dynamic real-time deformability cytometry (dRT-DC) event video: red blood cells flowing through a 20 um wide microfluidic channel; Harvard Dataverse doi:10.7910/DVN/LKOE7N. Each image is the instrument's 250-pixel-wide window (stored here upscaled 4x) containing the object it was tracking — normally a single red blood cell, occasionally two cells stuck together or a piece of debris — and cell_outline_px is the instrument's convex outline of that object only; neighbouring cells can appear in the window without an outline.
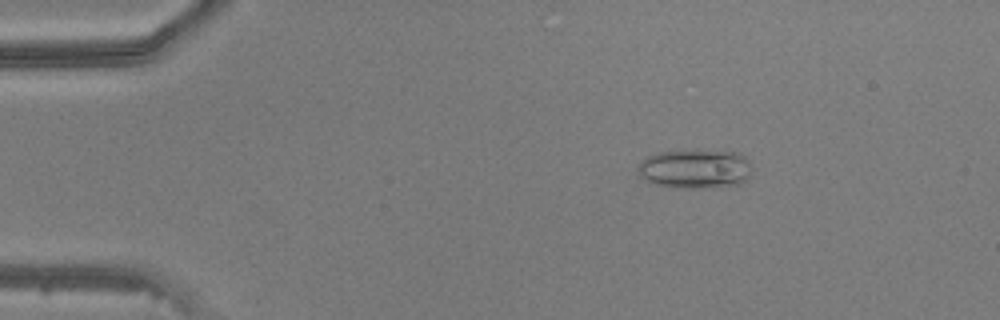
{"species": "common noctule bat (a hibernating species)", "species_latin": "Nyctalus noctula", "temperature_condition": "warm", "stored_images_in_passage": 44, "camera_frame_rate_fps": 3000, "um_per_image_px": 0.085, "animal": {"sex": "male", "body_mass_g": 20.5, "forearm_length_mm": 52.5}, "frame": {"image": 1, "passage_image": 4, "time_ms": 1.0, "image_size_px": [1000, 320], "cell_outline_px": [[748, 176], [740, 184], [712, 188], [668, 188], [652, 184], [644, 180], [640, 176], [636, 168], [640, 160], [648, 156], [660, 152], [736, 152], [744, 156], [748, 160]], "centroid_in_image_um": [58.99, 14.4], "position_along_channel_um": 26.0, "area_um2": 25.78}}
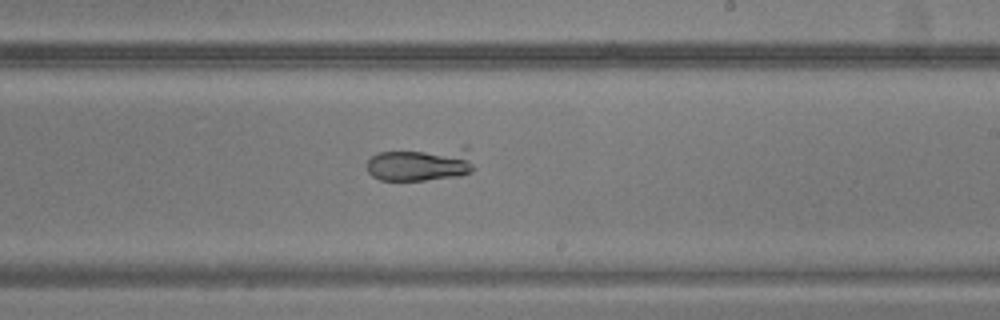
{"frame": {"image": 2, "passage_image": 25, "time_ms": 8.0, "image_size_px": [1000, 320], "cell_outline_px": [[476, 168], [472, 172], [460, 176], [424, 180], [380, 180], [372, 176], [368, 172], [368, 160], [376, 152], [464, 144], [468, 144]], "centroid_in_image_um": [35.89, 13.88], "position_along_channel_um": 253.1, "area_um2": 22.54}}
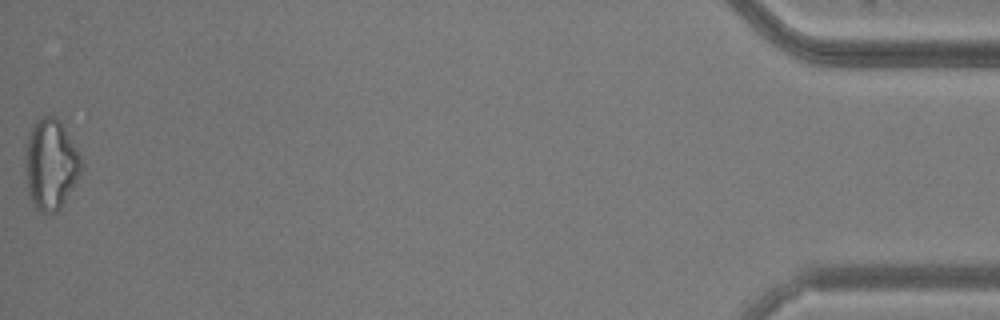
{"frame": {"image": 3, "passage_image": 44, "time_ms": 14.333, "image_size_px": [1000, 320], "cell_outline_px": [[84, 168], [76, 184], [60, 208], [52, 216], [48, 216], [40, 212], [32, 204], [28, 192], [24, 168], [24, 160], [28, 132], [32, 124], [36, 120], [44, 116], [52, 116], [60, 120], [76, 148], [84, 164]], "centroid_in_image_um": [4.3, 14.01], "position_along_channel_um": 430.9, "area_um2": 30.35}}